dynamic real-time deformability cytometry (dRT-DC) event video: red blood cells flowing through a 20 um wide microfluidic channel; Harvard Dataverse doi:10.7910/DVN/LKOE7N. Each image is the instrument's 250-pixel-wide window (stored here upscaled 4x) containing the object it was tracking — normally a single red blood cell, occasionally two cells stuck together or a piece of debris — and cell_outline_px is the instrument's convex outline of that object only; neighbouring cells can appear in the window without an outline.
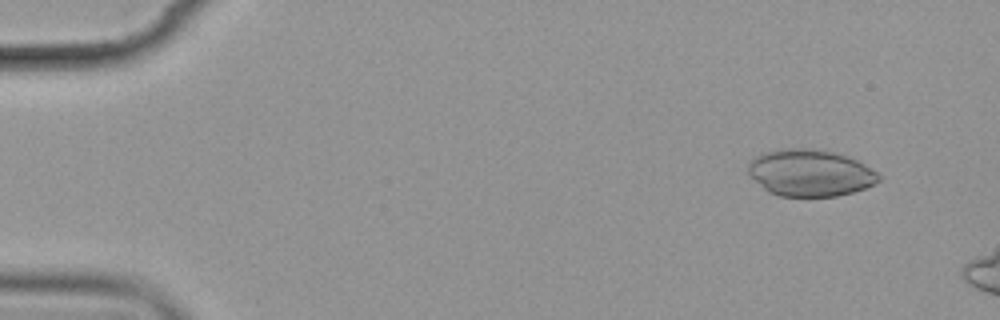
{"species": "common noctule bat (a hibernating species)", "species_latin": "Nyctalus noctula", "temperature_condition": "cold", "stored_images_in_passage": 3, "camera_frame_rate_fps": 3000, "um_per_image_px": 0.085, "animal": {"sex": "female", "body_mass_g": 19.9}, "frame": {"image": 1, "passage_image": 1, "time_ms": 0.0, "image_size_px": [1000, 320], "cell_outline_px": [[880, 180], [876, 184], [852, 192], [836, 196], [780, 196], [768, 192], [748, 176], [748, 164], [756, 156], [764, 152], [792, 148], [808, 148], [832, 152], [848, 156], [856, 160], [876, 172], [880, 176]], "centroid_in_image_um": [68.83, 14.71], "position_along_channel_um": 16.2, "area_um2": 35.43}}